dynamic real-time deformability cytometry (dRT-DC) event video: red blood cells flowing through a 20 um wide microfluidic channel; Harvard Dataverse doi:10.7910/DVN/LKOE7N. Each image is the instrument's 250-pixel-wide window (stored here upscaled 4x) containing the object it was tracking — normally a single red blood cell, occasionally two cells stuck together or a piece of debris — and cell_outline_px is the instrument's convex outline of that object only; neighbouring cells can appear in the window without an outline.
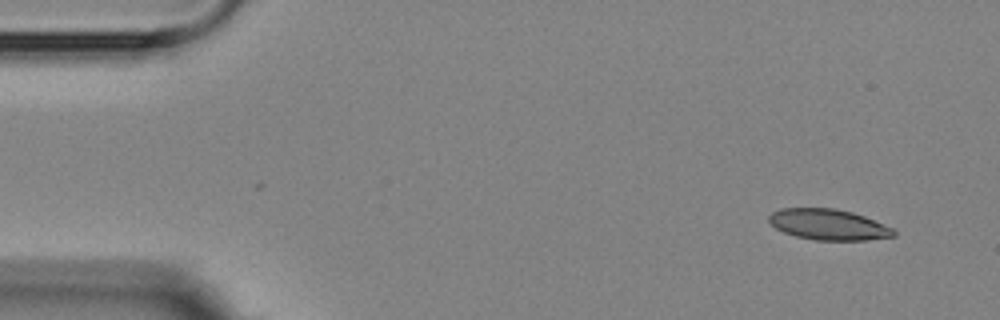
{"species": "Egyptian fruit bat (a non-hibernating species)", "species_latin": "Rousettus aegyptiacus", "temperature_condition": "room temperature", "stored_images_in_passage": 12, "camera_frame_rate_fps": 3000, "um_per_image_px": 0.085, "animal": {"sex": "female"}, "frame": {"image": 1, "passage_image": 1, "time_ms": 0.0, "image_size_px": [1000, 320], "cell_outline_px": [[896, 236], [868, 240], [816, 240], [796, 236], [784, 232], [776, 228], [768, 220], [768, 216], [772, 212], [780, 208], [836, 208], [852, 212], [864, 216], [892, 228], [896, 232]], "centroid_in_image_um": [70.41, 19.08], "position_along_channel_um": 14.6, "area_um2": 22.37}}
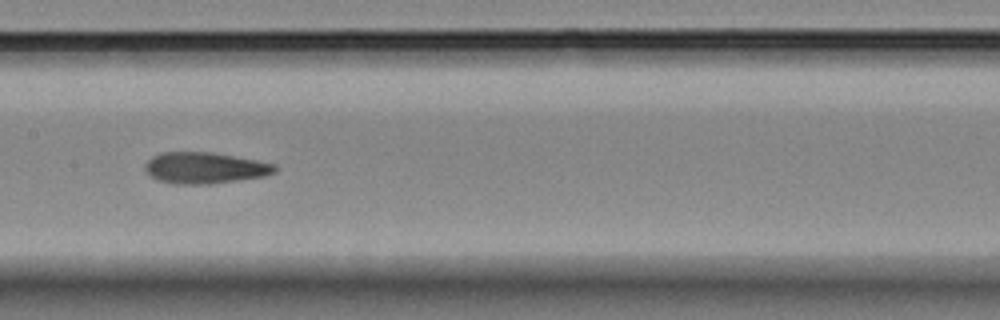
{"frame": {"image": 2, "passage_image": 7, "time_ms": 7.667, "image_size_px": [1000, 320], "cell_outline_px": [[276, 172], [264, 176], [208, 184], [172, 184], [160, 180], [152, 176], [144, 168], [144, 164], [152, 156], [160, 152], [212, 152], [256, 160], [276, 164]], "centroid_in_image_um": [17.4, 14.26], "position_along_channel_um": 190.0, "area_um2": 23.52}}
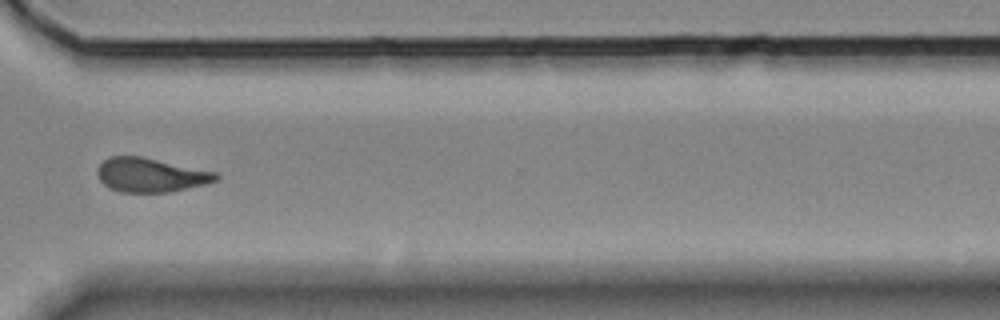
{"frame": {"image": 3, "passage_image": 11, "time_ms": 12.333, "image_size_px": [1000, 320], "cell_outline_px": [[220, 176], [216, 180], [204, 184], [172, 192], [120, 192], [104, 184], [100, 180], [96, 172], [100, 164], [108, 156], [140, 156], [216, 172]], "centroid_in_image_um": [12.79, 14.87], "position_along_channel_um": 357.8, "area_um2": 23.35}, "authors_computed_cell_mechanics": {"area_um2": 23.6402, "velocity_mm_per_s": 3.6115, "shape_relaxation_time_tau1_ms": 5.128, "shape_relaxation_time_tau2_ms": 2.1615, "deformation_change_tau1": 0.1301, "deformation_change_tau2": 0.0791}}